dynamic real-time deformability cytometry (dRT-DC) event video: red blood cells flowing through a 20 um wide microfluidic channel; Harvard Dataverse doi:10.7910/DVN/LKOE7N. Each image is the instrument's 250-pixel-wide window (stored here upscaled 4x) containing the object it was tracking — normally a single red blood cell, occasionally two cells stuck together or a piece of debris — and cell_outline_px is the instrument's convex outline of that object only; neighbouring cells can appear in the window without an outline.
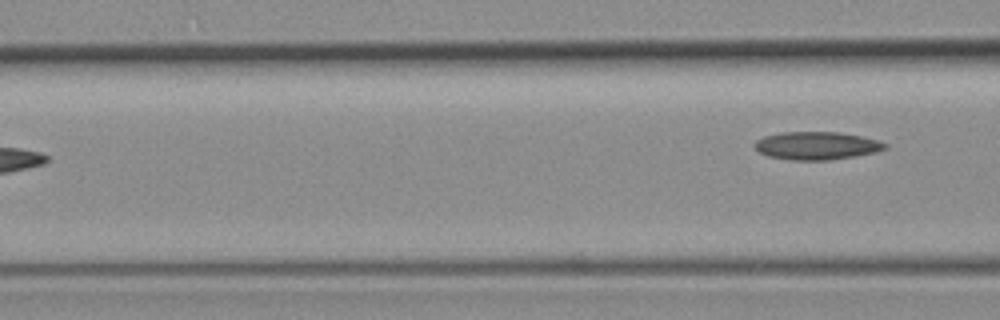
{"species": "common noctule bat (a hibernating species)", "species_latin": "Nyctalus noctula", "temperature_condition": "room temperature", "stored_images_in_passage": 6, "camera_frame_rate_fps": 3000, "um_per_image_px": 0.085, "animal": {"sex": "female", "body_mass_g": 19.3, "forearm_length_mm": 54.1}, "frame": {"image": 1, "passage_image": 6, "time_ms": 7.333, "image_size_px": [1000, 320], "cell_outline_px": [[888, 148], [880, 152], [856, 156], [828, 160], [792, 160], [768, 156], [760, 152], [752, 144], [756, 140], [764, 136], [780, 132], [840, 132], [880, 140], [888, 144]], "centroid_in_image_um": [69.47, 12.38], "position_along_channel_um": 97.1, "area_um2": 21.5}}